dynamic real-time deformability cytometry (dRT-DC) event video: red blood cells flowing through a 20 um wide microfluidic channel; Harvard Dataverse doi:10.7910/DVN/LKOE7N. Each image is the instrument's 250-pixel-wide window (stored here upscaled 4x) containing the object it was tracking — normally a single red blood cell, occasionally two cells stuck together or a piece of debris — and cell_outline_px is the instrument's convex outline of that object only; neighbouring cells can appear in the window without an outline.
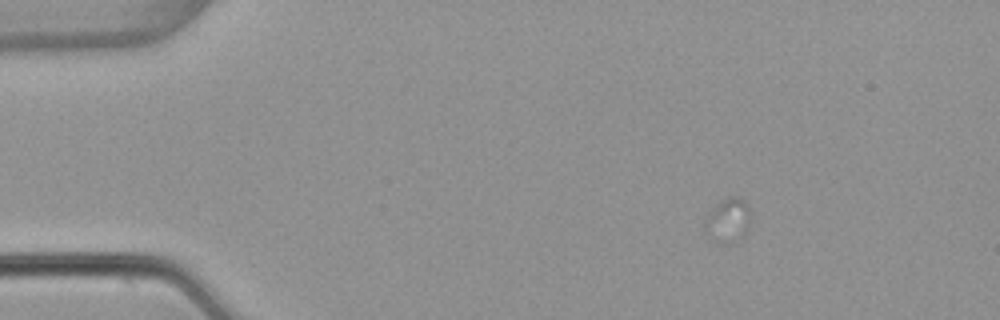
{"species": "common noctule bat (a hibernating species)", "species_latin": "Nyctalus noctula", "temperature_condition": "warm", "stored_images_in_passage": 16, "camera_frame_rate_fps": 3000, "um_per_image_px": 0.085, "animal": {"sex": "female", "body_mass_g": 22.7, "forearm_length_mm": 54.2}, "frame": {"image": 1, "passage_image": 1, "time_ms": 0.0, "image_size_px": [1000, 320], "cell_outline_px": [[748, 228], [744, 236], [732, 244], [716, 244], [704, 232], [704, 220], [708, 212], [716, 204], [728, 196], [740, 196], [744, 200], [748, 208]], "centroid_in_image_um": [61.82, 18.77], "position_along_channel_um": 23.2, "area_um2": 12.14}}